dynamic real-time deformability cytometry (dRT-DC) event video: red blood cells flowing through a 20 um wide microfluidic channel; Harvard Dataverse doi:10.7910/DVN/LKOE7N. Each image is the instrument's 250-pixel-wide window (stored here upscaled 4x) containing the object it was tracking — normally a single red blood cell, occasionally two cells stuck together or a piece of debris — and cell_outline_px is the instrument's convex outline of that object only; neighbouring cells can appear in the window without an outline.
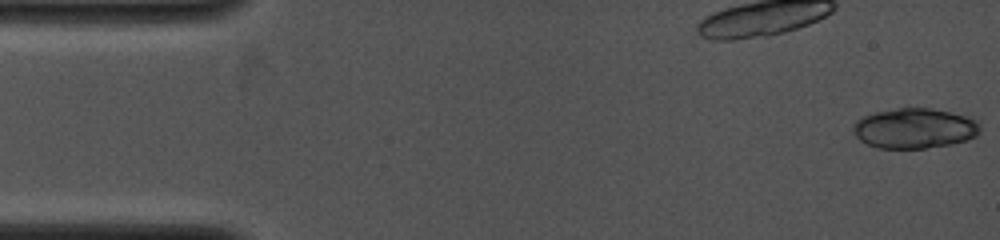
{"species": "common noctule bat (a hibernating species)", "species_latin": "Nyctalus noctula", "temperature_condition": "cold", "stored_images_in_passage": 6, "camera_frame_rate_fps": 4000, "um_per_image_px": 0.085, "animal": {"sex": "female", "body_mass_g": 19.0, "forearm_length_mm": 53.3}, "frame": {"image": 1, "passage_image": 1, "time_ms": 0.0, "image_size_px": [1000, 240], "cell_outline_px": [[980, 132], [976, 136], [952, 144], [924, 148], [876, 148], [860, 140], [856, 136], [852, 128], [852, 124], [856, 120], [864, 116], [876, 112], [896, 108], [932, 108], [964, 116], [976, 120], [980, 124]], "centroid_in_image_um": [77.71, 10.91], "position_along_channel_um": 7.3, "area_um2": 29.59}}